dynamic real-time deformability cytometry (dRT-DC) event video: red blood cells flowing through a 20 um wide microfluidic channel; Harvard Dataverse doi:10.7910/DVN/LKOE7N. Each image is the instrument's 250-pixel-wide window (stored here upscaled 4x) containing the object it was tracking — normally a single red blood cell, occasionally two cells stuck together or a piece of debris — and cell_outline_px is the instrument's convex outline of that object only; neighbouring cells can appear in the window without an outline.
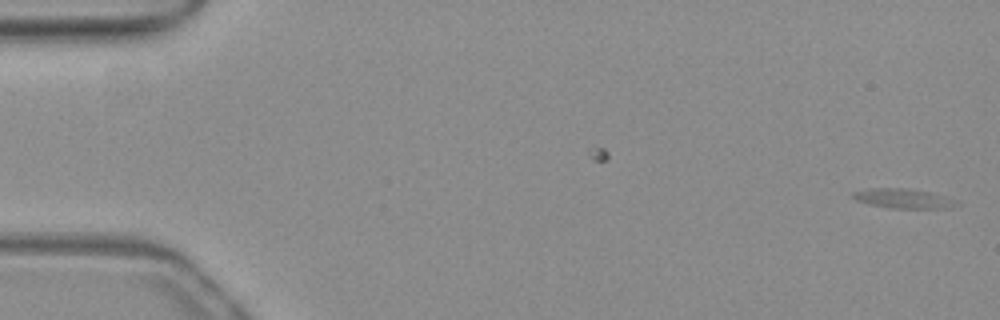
{"species": "common noctule bat (a hibernating species)", "species_latin": "Nyctalus noctula", "temperature_condition": "warm", "stored_images_in_passage": 53, "camera_frame_rate_fps": 3000, "um_per_image_px": 0.085, "animal": {"sex": "female", "body_mass_g": 19.3, "forearm_length_mm": 54.1}, "frame": {"image": 1, "passage_image": 1, "time_ms": 0.0, "image_size_px": [1000, 320], "cell_outline_px": [[960, 204], [948, 208], [888, 208], [868, 204], [856, 200], [852, 196], [852, 192], [868, 188], [908, 188], [928, 192], [944, 196]], "centroid_in_image_um": [76.71, 16.87], "position_along_channel_um": 8.3, "area_um2": 11.73}}
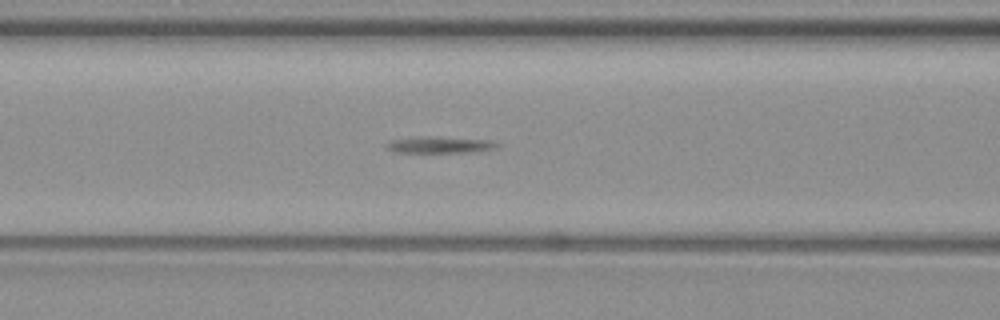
{"frame": {"image": 2, "passage_image": 22, "time_ms": 7.0, "image_size_px": [1000, 320], "cell_outline_px": [[500, 148], [476, 152], [392, 152], [384, 148], [384, 144], [392, 140], [416, 136], [440, 136], [492, 140], [500, 144]], "centroid_in_image_um": [37.41, 12.3], "position_along_channel_um": 129.2, "area_um2": 11.16}}
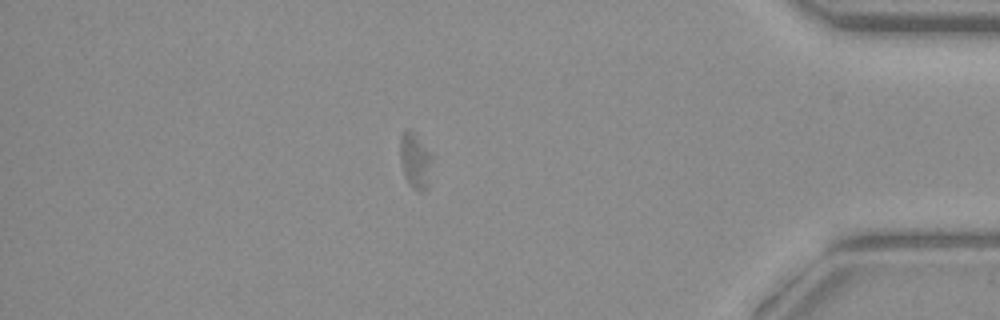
{"frame": {"image": 3, "passage_image": 46, "time_ms": 15.0, "image_size_px": [1000, 320], "cell_outline_px": [[432, 160], [428, 188], [424, 192], [420, 192], [412, 188], [404, 176], [400, 156], [400, 136], [408, 128], [412, 132], [432, 156]], "centroid_in_image_um": [35.29, 13.73], "position_along_channel_um": 399.9, "area_um2": 10.17}}